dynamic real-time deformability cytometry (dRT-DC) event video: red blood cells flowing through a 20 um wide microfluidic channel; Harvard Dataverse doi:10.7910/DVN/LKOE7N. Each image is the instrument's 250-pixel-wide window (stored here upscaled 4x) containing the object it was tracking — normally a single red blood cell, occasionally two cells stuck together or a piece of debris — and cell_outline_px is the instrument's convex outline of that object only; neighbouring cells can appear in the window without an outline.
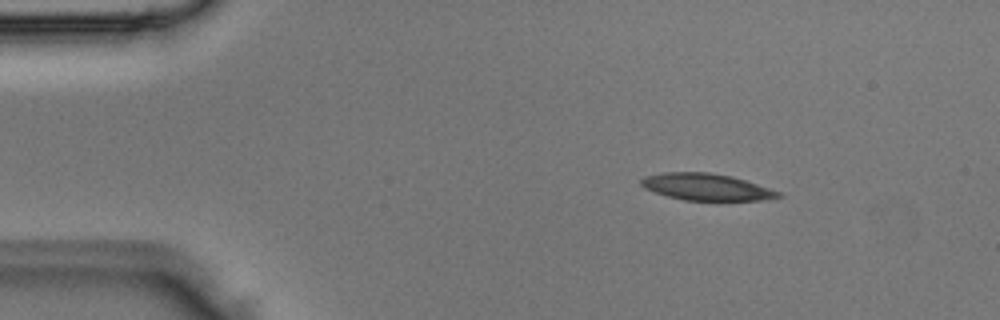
{"species": "Egyptian fruit bat (a non-hibernating species)", "species_latin": "Rousettus aegyptiacus", "temperature_condition": "room temperature", "stored_images_in_passage": 2, "camera_frame_rate_fps": 3000, "um_per_image_px": 0.085, "animal": {"sex": "male"}, "frame": {"image": 1, "passage_image": 2, "time_ms": 0.333, "image_size_px": [1000, 320], "cell_outline_px": [[784, 196], [760, 200], [684, 200], [668, 196], [644, 188], [640, 184], [640, 180], [644, 176], [664, 172], [708, 172], [732, 176], [780, 192]], "centroid_in_image_um": [60.0, 15.88], "position_along_channel_um": 25.0, "area_um2": 21.15}}